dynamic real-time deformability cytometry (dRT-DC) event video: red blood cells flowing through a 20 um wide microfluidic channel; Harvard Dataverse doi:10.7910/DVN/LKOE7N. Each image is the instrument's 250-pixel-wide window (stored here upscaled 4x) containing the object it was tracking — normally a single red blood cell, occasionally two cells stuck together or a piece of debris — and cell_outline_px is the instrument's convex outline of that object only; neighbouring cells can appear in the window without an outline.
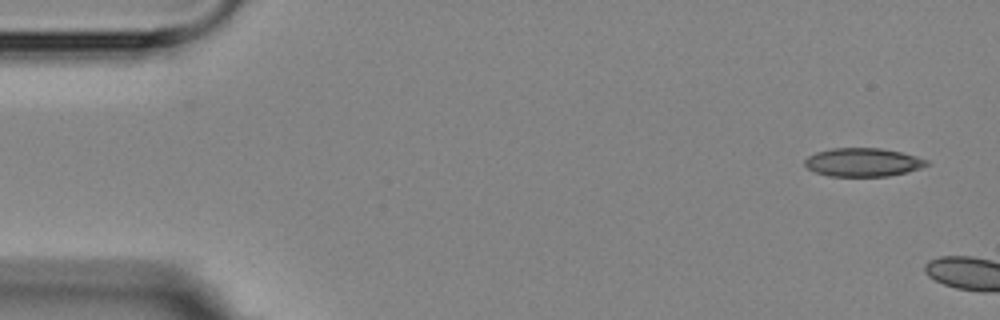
{"species": "Egyptian fruit bat (a non-hibernating species)", "species_latin": "Rousettus aegyptiacus", "temperature_condition": "room temperature", "stored_images_in_passage": 2, "camera_frame_rate_fps": 3000, "um_per_image_px": 0.085, "animal": {"sex": "female"}, "frame": {"image": 1, "passage_image": 1, "time_ms": 0.0, "image_size_px": [1000, 320], "cell_outline_px": [[932, 164], [908, 172], [888, 176], [828, 176], [816, 172], [808, 168], [804, 164], [804, 160], [808, 156], [816, 152], [832, 148], [880, 148], [900, 152], [916, 156], [928, 160]], "centroid_in_image_um": [73.37, 13.79], "position_along_channel_um": 11.6, "area_um2": 20.29}}